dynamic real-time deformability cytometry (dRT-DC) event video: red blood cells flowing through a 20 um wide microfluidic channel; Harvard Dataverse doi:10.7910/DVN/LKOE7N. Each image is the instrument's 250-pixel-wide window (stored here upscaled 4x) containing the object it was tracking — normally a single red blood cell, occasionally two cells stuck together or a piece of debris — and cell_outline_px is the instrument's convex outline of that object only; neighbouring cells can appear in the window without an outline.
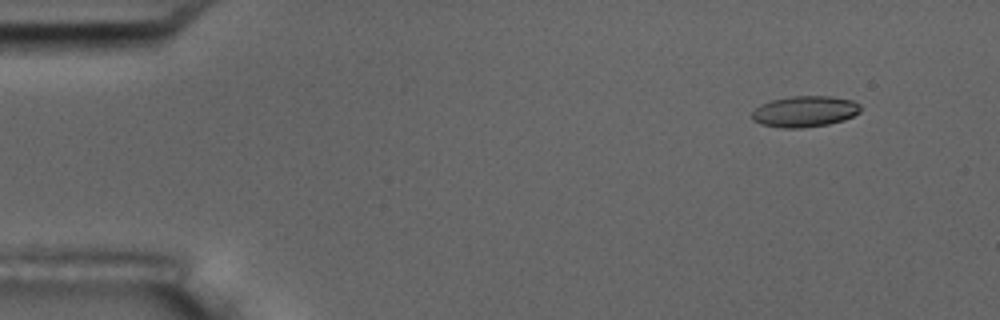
{"species": "common noctule bat (a hibernating species)", "species_latin": "Nyctalus noctula", "temperature_condition": "room temperature", "stored_images_in_passage": 5, "camera_frame_rate_fps": 3000, "um_per_image_px": 0.085, "animal": {"sex": "male", "body_mass_g": 17.5, "forearm_length_mm": 52.3}, "frame": {"image": 1, "passage_image": 1, "time_ms": 0.0, "image_size_px": [1000, 320], "cell_outline_px": [[860, 112], [844, 120], [828, 124], [800, 128], [780, 128], [760, 124], [752, 120], [752, 112], [760, 104], [772, 100], [792, 96], [832, 96], [852, 100], [860, 104]], "centroid_in_image_um": [68.39, 9.47], "position_along_channel_um": 16.6, "area_um2": 19.71}}
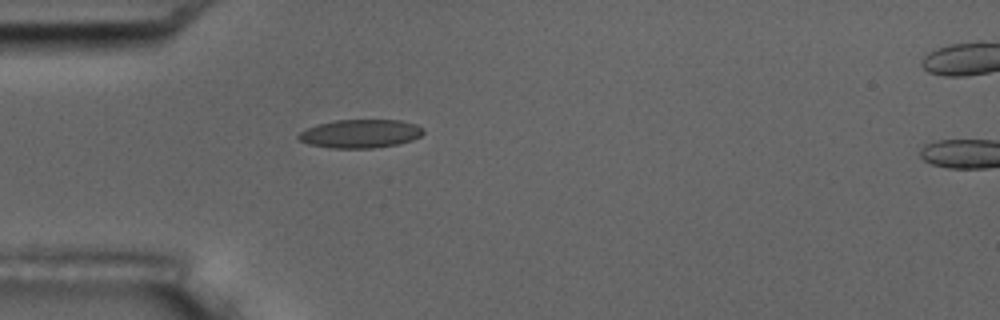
{"frame": {"image": 2, "passage_image": 4, "time_ms": 3.667, "image_size_px": [1000, 320], "cell_outline_px": [[424, 132], [420, 136], [412, 140], [396, 144], [372, 148], [332, 148], [308, 144], [300, 140], [296, 136], [300, 132], [316, 124], [336, 120], [400, 120], [416, 124], [424, 128]], "centroid_in_image_um": [30.63, 11.35], "position_along_channel_um": 54.4, "area_um2": 20.69}}